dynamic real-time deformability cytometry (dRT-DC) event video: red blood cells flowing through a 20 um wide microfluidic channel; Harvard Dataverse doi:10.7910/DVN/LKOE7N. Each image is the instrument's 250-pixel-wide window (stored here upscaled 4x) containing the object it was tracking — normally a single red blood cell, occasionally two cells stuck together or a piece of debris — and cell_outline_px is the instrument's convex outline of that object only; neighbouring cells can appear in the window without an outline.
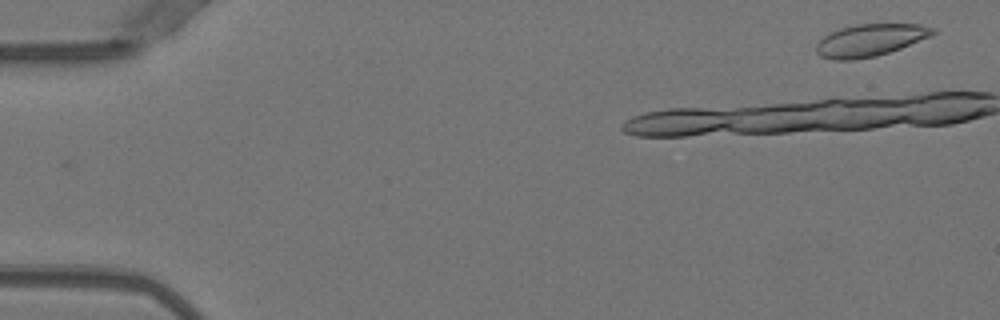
{"species": "Egyptian fruit bat (a non-hibernating species)", "species_latin": "Rousettus aegyptiacus", "temperature_condition": "warm", "stored_images_in_passage": 5, "camera_frame_rate_fps": 3000, "um_per_image_px": 0.085, "animal": {"sex": "female"}, "frame": {"image": 1, "passage_image": 1, "time_ms": 0.0, "image_size_px": [1000, 320], "cell_outline_px": [[936, 32], [928, 36], [900, 48], [876, 56], [852, 60], [832, 60], [820, 56], [816, 52], [816, 44], [824, 36], [840, 28], [856, 24], [920, 24], [936, 28]], "centroid_in_image_um": [73.92, 3.41], "position_along_channel_um": 11.1, "area_um2": 21.68}}